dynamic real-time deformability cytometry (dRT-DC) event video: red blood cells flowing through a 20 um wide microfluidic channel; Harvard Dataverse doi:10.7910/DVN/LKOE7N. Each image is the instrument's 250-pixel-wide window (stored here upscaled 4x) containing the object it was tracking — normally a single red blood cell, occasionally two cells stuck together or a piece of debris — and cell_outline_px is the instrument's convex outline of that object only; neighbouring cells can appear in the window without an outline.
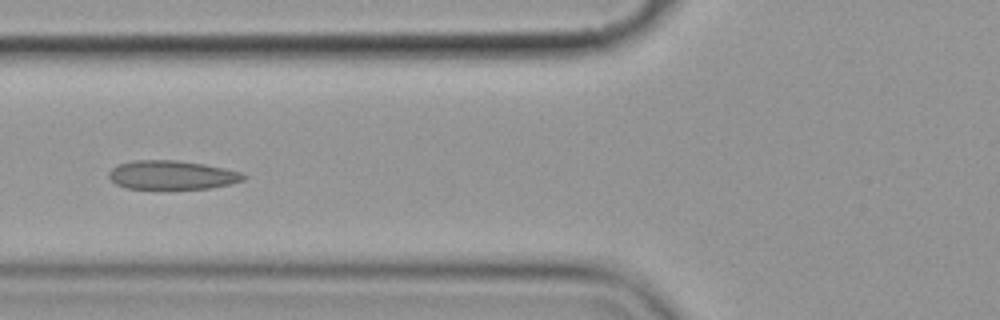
{"species": "common noctule bat (a hibernating species)", "species_latin": "Nyctalus noctula", "temperature_condition": "cold", "stored_images_in_passage": 7, "camera_frame_rate_fps": 3000, "um_per_image_px": 0.085, "animal": {"sex": "female", "body_mass_g": 19.9}, "frame": {"image": 1, "passage_image": 6, "time_ms": 6.0, "image_size_px": [1000, 320], "cell_outline_px": [[248, 176], [244, 180], [212, 188], [128, 188], [116, 184], [108, 176], [108, 172], [112, 168], [120, 164], [132, 160], [176, 160], [204, 164], [224, 168], [240, 172]], "centroid_in_image_um": [14.62, 14.86], "position_along_channel_um": 111.2, "area_um2": 22.43}}
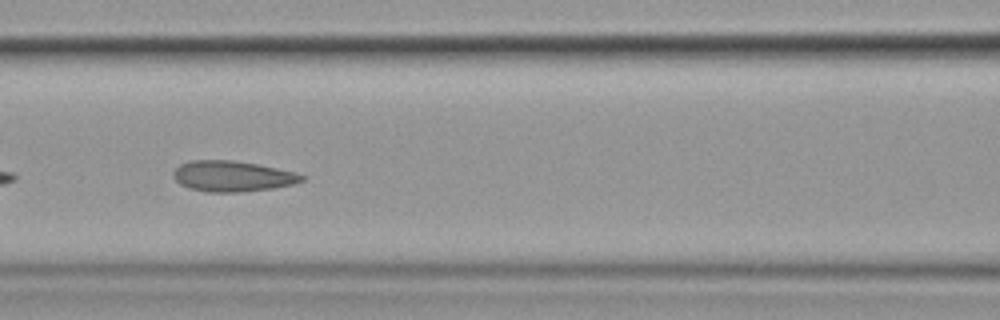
{"frame": {"image": 2, "passage_image": 7, "time_ms": 7.0, "image_size_px": [1000, 320], "cell_outline_px": [[308, 176], [304, 180], [292, 184], [272, 188], [240, 192], [208, 192], [188, 188], [180, 184], [172, 176], [172, 172], [180, 164], [188, 160], [232, 160], [256, 164], [296, 172]], "centroid_in_image_um": [19.74, 14.97], "position_along_channel_um": 146.9, "area_um2": 23.06}}